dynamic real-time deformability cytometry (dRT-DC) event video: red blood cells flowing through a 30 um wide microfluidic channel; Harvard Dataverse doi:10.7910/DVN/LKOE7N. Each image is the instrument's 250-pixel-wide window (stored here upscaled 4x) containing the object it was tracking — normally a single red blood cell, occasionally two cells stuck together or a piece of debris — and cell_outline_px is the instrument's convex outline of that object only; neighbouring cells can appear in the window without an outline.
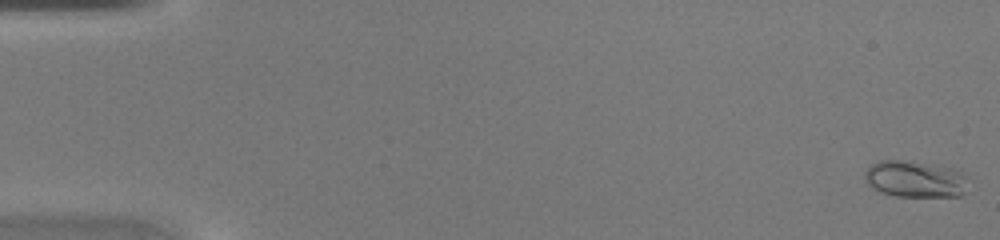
{"species": "common noctule bat (a hibernating species)", "species_latin": "Nyctalus noctula", "temperature_condition": "warm", "stored_images_in_passage": 46, "camera_frame_rate_fps": 3000, "um_per_image_px": 0.085, "animal": {"sex": "female", "body_mass_g": 20.0, "forearm_length_mm": 54.0}, "frame": {"image": 1, "passage_image": 1, "time_ms": 0.0, "image_size_px": [1000, 240], "cell_outline_px": [[964, 192], [960, 196], [896, 196], [880, 192], [872, 188], [868, 184], [864, 176], [864, 172], [872, 164], [880, 160], [900, 160], [952, 168], [964, 172]], "centroid_in_image_um": [77.72, 15.23], "position_along_channel_um": 7.3, "area_um2": 21.68}}
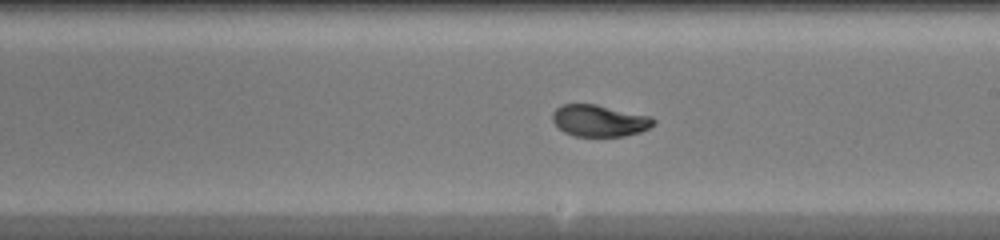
{"frame": {"image": 2, "passage_image": 27, "time_ms": 8.667, "image_size_px": [1000, 240], "cell_outline_px": [[656, 124], [640, 132], [624, 136], [576, 136], [564, 132], [552, 120], [552, 112], [560, 104], [596, 104], [652, 116], [656, 120]], "centroid_in_image_um": [50.97, 10.25], "position_along_channel_um": 238.0, "area_um2": 18.79}}
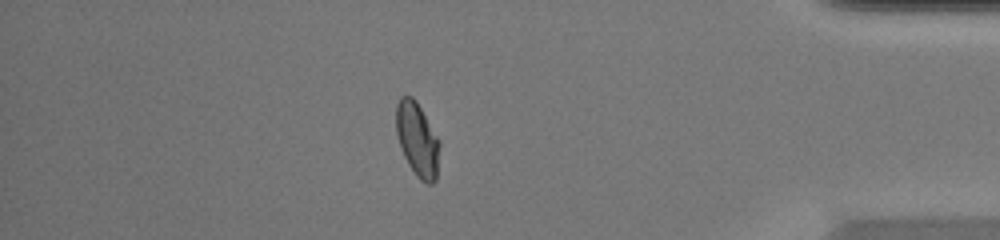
{"frame": {"image": 3, "passage_image": 40, "time_ms": 13.0, "image_size_px": [1000, 240], "cell_outline_px": [[440, 144], [436, 180], [432, 184], [428, 184], [420, 180], [416, 176], [408, 164], [400, 148], [396, 132], [396, 104], [400, 96], [412, 96], [416, 100], [440, 140]], "centroid_in_image_um": [35.47, 11.85], "position_along_channel_um": 399.7, "area_um2": 18.96}}